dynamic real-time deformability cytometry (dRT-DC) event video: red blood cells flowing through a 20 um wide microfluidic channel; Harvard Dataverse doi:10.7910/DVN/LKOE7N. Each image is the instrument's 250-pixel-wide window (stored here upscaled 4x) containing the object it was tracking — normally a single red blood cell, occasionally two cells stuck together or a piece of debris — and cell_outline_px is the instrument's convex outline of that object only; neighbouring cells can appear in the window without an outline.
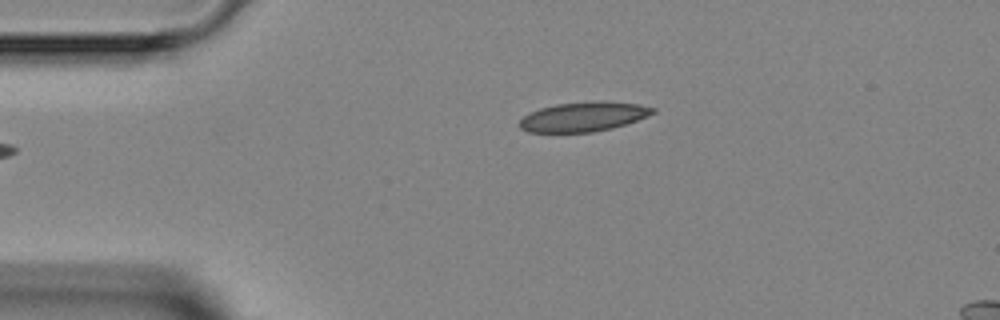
{"species": "Egyptian fruit bat (a non-hibernating species)", "species_latin": "Rousettus aegyptiacus", "temperature_condition": "room temperature", "stored_images_in_passage": 3, "segment_of_instrument_passage": [1, 2], "camera_frame_rate_fps": 3000, "um_per_image_px": 0.085, "animal": {"sex": "female"}, "frame": {"image": 1, "passage_image": 1, "time_ms": 0.0, "image_size_px": [1000, 320], "cell_outline_px": [[656, 112], [648, 116], [612, 128], [592, 132], [528, 132], [520, 128], [520, 120], [524, 116], [540, 108], [556, 104], [596, 100], [604, 100], [640, 104], [656, 108]], "centroid_in_image_um": [49.63, 9.9], "position_along_channel_um": 35.4, "area_um2": 23.0}}